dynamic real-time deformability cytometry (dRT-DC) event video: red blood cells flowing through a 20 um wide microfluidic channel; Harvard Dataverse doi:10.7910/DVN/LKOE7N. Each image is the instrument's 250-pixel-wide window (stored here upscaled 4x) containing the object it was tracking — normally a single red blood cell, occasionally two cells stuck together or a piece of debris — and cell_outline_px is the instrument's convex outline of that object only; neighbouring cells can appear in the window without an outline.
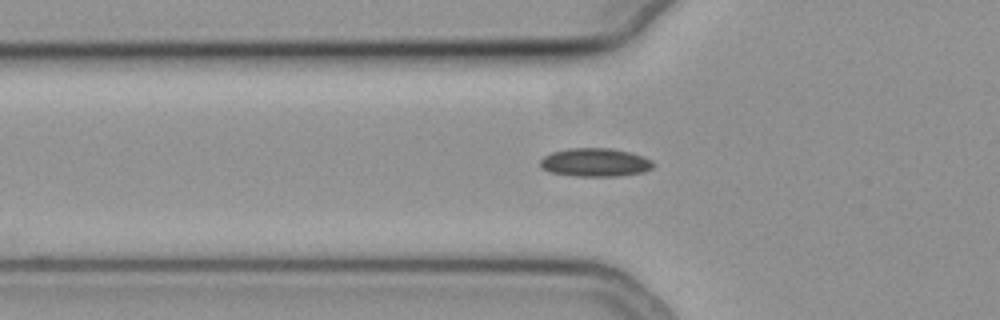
{"species": "common noctule bat (a hibernating species)", "species_latin": "Nyctalus noctula", "temperature_condition": "cold", "stored_images_in_passage": 10, "camera_frame_rate_fps": 3000, "um_per_image_px": 0.085, "animal": {"sex": "female", "body_mass_g": 19.3, "forearm_length_mm": 54.1}, "frame": {"image": 1, "passage_image": 3, "time_ms": 0.667, "image_size_px": [1000, 320], "cell_outline_px": [[652, 168], [644, 172], [616, 176], [576, 176], [548, 172], [540, 168], [540, 160], [544, 156], [552, 152], [568, 148], [612, 148], [632, 152], [644, 156], [652, 160]], "centroid_in_image_um": [50.57, 13.8], "position_along_channel_um": 75.2, "area_um2": 18.9}}
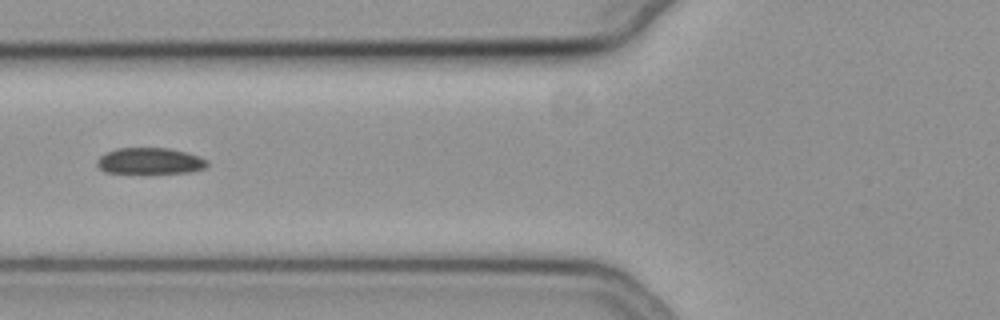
{"frame": {"image": 2, "passage_image": 6, "time_ms": 1.667, "image_size_px": [1000, 320], "cell_outline_px": [[208, 164], [204, 168], [188, 172], [104, 172], [96, 164], [96, 160], [104, 152], [116, 148], [168, 148], [188, 152], [200, 156], [208, 160]], "centroid_in_image_um": [12.73, 13.66], "position_along_channel_um": 113.1, "area_um2": 16.76}}
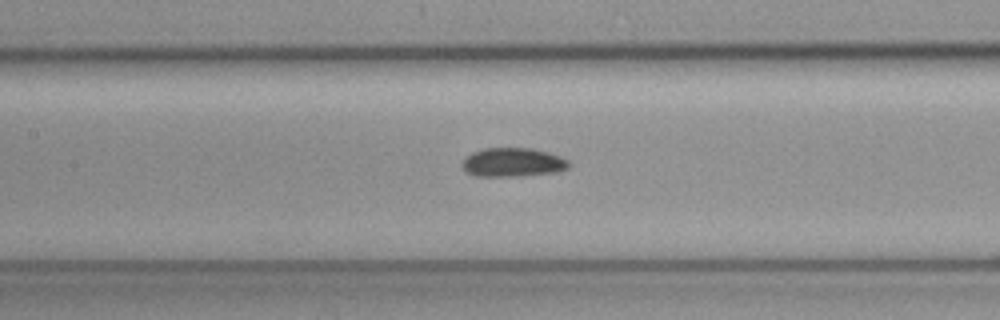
{"frame": {"image": 3, "passage_image": 10, "time_ms": 3.0, "image_size_px": [1000, 320], "cell_outline_px": [[568, 168], [556, 172], [524, 176], [476, 176], [468, 172], [464, 168], [464, 160], [472, 152], [484, 148], [532, 148], [548, 152], [560, 156], [568, 160]], "centroid_in_image_um": [43.63, 13.8], "position_along_channel_um": 163.8, "area_um2": 17.8}}